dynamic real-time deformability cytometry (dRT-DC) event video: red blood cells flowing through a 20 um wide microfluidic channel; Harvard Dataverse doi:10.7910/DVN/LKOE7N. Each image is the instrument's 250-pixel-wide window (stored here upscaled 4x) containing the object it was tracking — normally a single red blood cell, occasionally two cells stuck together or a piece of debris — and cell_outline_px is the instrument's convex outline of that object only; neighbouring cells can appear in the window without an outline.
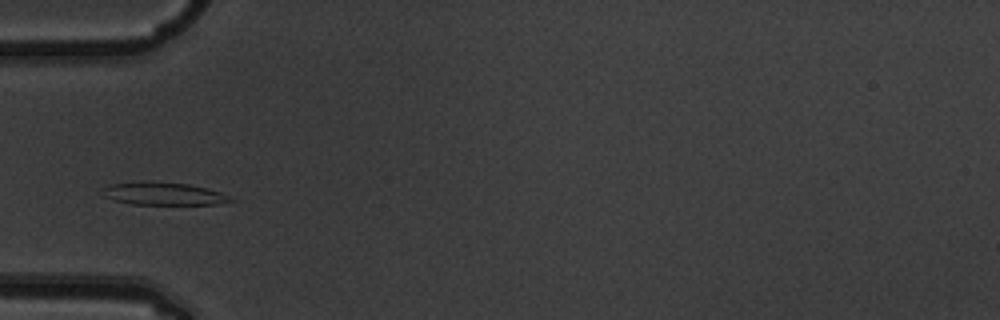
{"species": "common noctule bat (a hibernating species)", "species_latin": "Nyctalus noctula", "temperature_condition": "warm", "stored_images_in_passage": 5, "camera_frame_rate_fps": 3000, "um_per_image_px": 0.085, "animal": {"sex": "male", "body_mass_g": 19.5, "forearm_length_mm": 54.6}, "frame": {"image": 1, "passage_image": 4, "time_ms": 1.0, "image_size_px": [1000, 320], "cell_outline_px": [[236, 200], [216, 204], [132, 204], [112, 200], [104, 196], [104, 188], [108, 184], [140, 180], [148, 180], [188, 184], [208, 188], [232, 196]], "centroid_in_image_um": [13.89, 16.44], "position_along_channel_um": 71.1, "area_um2": 17.28}}
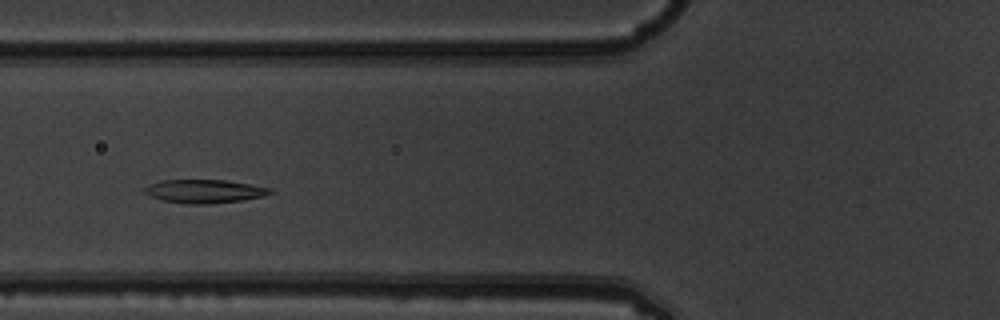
{"frame": {"image": 2, "passage_image": 5, "time_ms": 1.333, "image_size_px": [1000, 320], "cell_outline_px": [[276, 192], [264, 196], [244, 200], [208, 204], [188, 204], [164, 200], [148, 196], [144, 192], [144, 188], [160, 180], [224, 180], [272, 188]], "centroid_in_image_um": [17.42, 16.26], "position_along_channel_um": 108.4, "area_um2": 17.17}}